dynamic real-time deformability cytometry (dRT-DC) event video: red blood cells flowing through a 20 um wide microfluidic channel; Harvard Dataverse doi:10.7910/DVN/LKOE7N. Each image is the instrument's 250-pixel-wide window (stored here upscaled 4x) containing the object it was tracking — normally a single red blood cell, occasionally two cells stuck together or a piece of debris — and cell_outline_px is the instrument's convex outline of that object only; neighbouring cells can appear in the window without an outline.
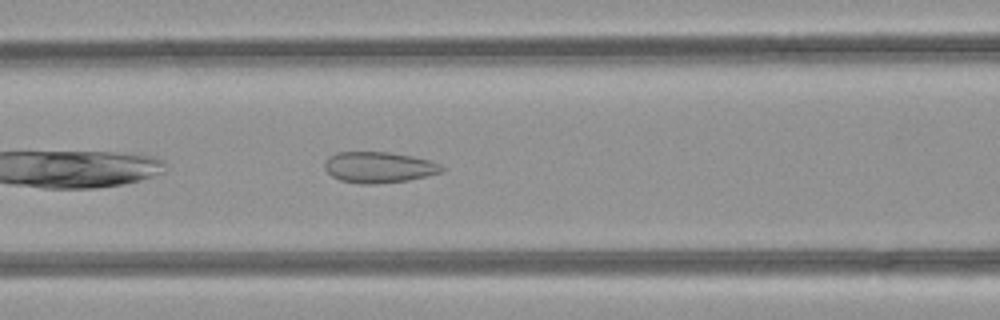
{"species": "common noctule bat (a hibernating species)", "species_latin": "Nyctalus noctula", "temperature_condition": "room temperature", "stored_images_in_passage": 31, "camera_frame_rate_fps": 3000, "um_per_image_px": 0.085, "animal": {"sex": "female", "body_mass_g": 21.9}, "frame": {"image": 1, "passage_image": 7, "time_ms": 2.0, "image_size_px": [1000, 320], "cell_outline_px": [[444, 168], [440, 172], [408, 180], [376, 184], [360, 184], [340, 180], [332, 176], [324, 168], [324, 164], [336, 152], [388, 152], [412, 156], [428, 160], [440, 164]], "centroid_in_image_um": [32.18, 14.22], "position_along_channel_um": 134.4, "area_um2": 20.87}}
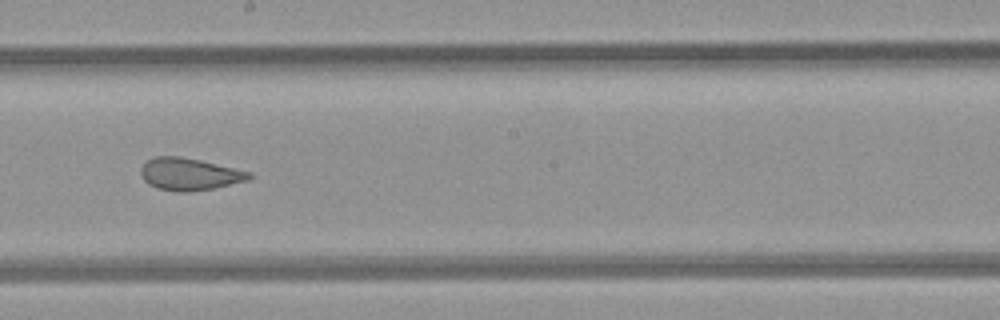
{"frame": {"image": 2, "passage_image": 14, "time_ms": 4.333, "image_size_px": [1000, 320], "cell_outline_px": [[256, 176], [248, 180], [212, 188], [188, 192], [180, 192], [156, 188], [148, 184], [144, 180], [140, 172], [140, 168], [148, 160], [156, 156], [180, 156], [200, 160], [252, 172]], "centroid_in_image_um": [16.11, 14.8], "position_along_channel_um": 232.1, "area_um2": 20.35}}
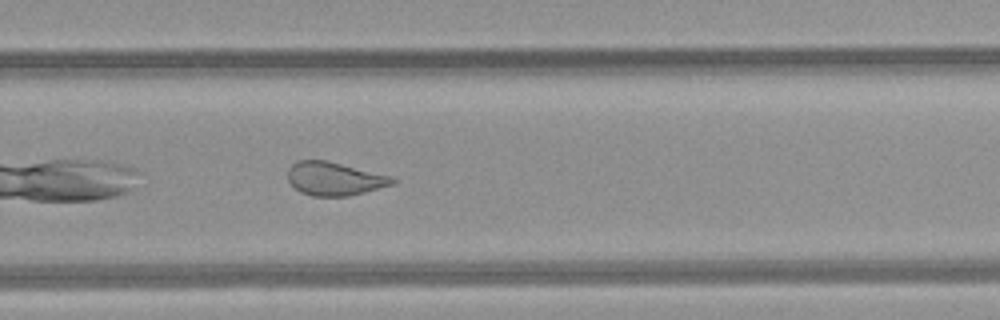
{"frame": {"image": 3, "passage_image": 19, "time_ms": 6.0, "image_size_px": [1000, 320], "cell_outline_px": [[396, 184], [348, 196], [312, 196], [300, 192], [288, 180], [288, 168], [292, 164], [300, 160], [324, 160], [392, 176], [396, 180]], "centroid_in_image_um": [28.44, 15.2], "position_along_channel_um": 301.4, "area_um2": 20.23}, "authors_computed_cell_mechanics": {"area_um2": 21.097, "velocity_mm_per_s": 4.1903, "shape_relaxation_time_tau1_ms": null, "shape_relaxation_time_tau2_ms": 1.355, "deformation_change_tau1": null, "deformation_change_tau2": 0.0732}}